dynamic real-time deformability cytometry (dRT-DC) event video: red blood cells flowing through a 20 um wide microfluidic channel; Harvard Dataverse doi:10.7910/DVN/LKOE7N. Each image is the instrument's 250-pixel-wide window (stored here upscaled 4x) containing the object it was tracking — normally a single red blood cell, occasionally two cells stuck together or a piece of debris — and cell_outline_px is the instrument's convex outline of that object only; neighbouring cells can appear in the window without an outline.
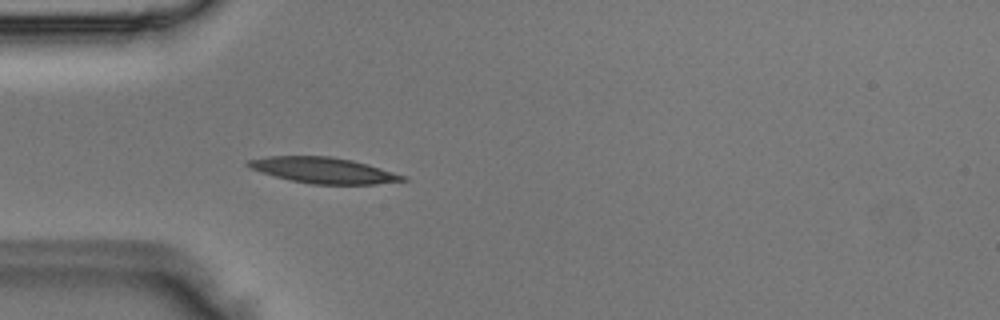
{"species": "Egyptian fruit bat (a non-hibernating species)", "species_latin": "Rousettus aegyptiacus", "temperature_condition": "room temperature", "stored_images_in_passage": 4, "camera_frame_rate_fps": 3000, "um_per_image_px": 0.085, "animal": {"sex": "male"}, "frame": {"image": 1, "passage_image": 4, "time_ms": 1.0, "image_size_px": [1000, 320], "cell_outline_px": [[408, 180], [376, 184], [308, 184], [260, 172], [248, 168], [244, 164], [248, 160], [268, 156], [332, 156], [352, 160], [368, 164], [408, 176]], "centroid_in_image_um": [27.5, 14.47], "position_along_channel_um": 57.5, "area_um2": 23.41}}